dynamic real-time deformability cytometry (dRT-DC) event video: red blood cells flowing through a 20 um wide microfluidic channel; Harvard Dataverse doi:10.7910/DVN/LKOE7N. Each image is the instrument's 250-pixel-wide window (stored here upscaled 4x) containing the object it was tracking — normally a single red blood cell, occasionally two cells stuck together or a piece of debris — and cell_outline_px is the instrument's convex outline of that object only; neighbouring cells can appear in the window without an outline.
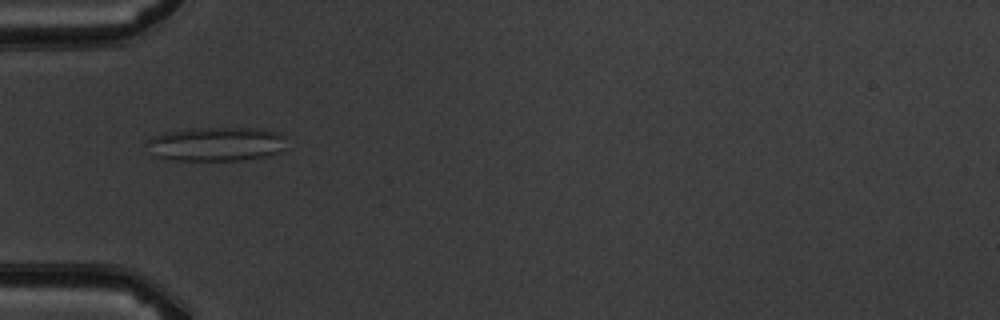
{"species": "common noctule bat (a hibernating species)", "species_latin": "Nyctalus noctula", "temperature_condition": "warm", "stored_images_in_passage": 7, "camera_frame_rate_fps": 3000, "um_per_image_px": 0.085, "animal": {"sex": "male", "body_mass_g": 19.5, "forearm_length_mm": 54.6}, "frame": {"image": 1, "passage_image": 5, "time_ms": 4.667, "image_size_px": [1000, 320], "cell_outline_px": [[284, 148], [280, 152], [264, 156], [240, 160], [168, 160], [156, 156], [148, 140], [152, 136], [168, 132], [188, 128], [252, 128], [276, 132], [284, 136]], "centroid_in_image_um": [18.4, 12.24], "position_along_channel_um": 66.6, "area_um2": 27.28}}
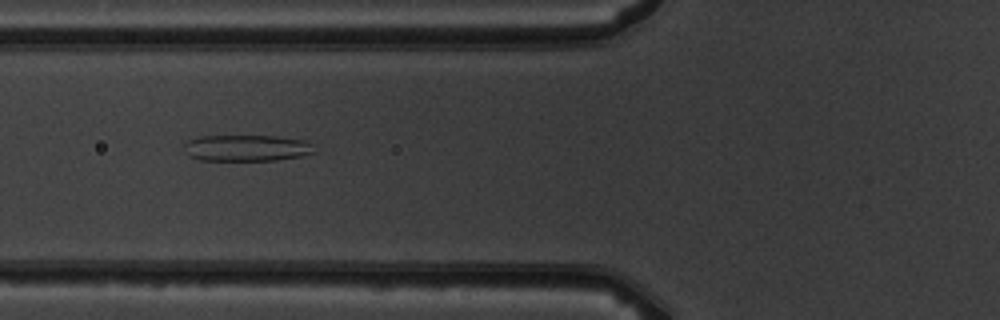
{"frame": {"image": 2, "passage_image": 6, "time_ms": 5.667, "image_size_px": [1000, 320], "cell_outline_px": [[316, 152], [304, 156], [276, 160], [200, 160], [188, 156], [184, 152], [184, 144], [188, 140], [196, 136], [276, 136], [304, 140], [312, 144]], "centroid_in_image_um": [20.95, 12.58], "position_along_channel_um": 104.8, "area_um2": 20.23}}